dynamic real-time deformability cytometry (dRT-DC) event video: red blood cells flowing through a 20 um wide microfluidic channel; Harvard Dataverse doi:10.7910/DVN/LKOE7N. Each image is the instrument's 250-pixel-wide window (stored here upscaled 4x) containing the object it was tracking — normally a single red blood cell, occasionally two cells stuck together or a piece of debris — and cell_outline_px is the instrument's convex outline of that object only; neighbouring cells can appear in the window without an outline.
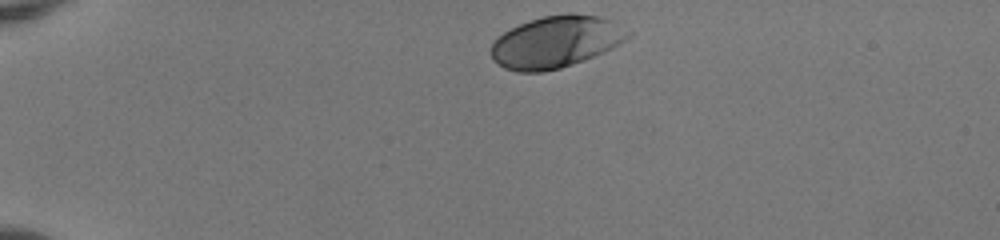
{"species": "human", "species_latin": "Homo sapiens", "temperature_condition": "room temperature", "stored_images_in_passage": 37, "camera_frame_rate_fps": 3000, "um_per_image_px": 0.085, "donor": {"sex": "female"}, "frame": {"image": 1, "passage_image": 1, "time_ms": 0.0, "image_size_px": [1000, 240], "cell_outline_px": [[632, 36], [612, 48], [604, 52], [560, 68], [544, 72], [516, 72], [504, 68], [492, 60], [492, 44], [496, 36], [520, 24], [544, 16], [568, 12], [572, 12], [600, 16], [612, 20], [632, 32]], "centroid_in_image_um": [47.27, 3.55], "position_along_channel_um": 37.7, "area_um2": 41.56}}
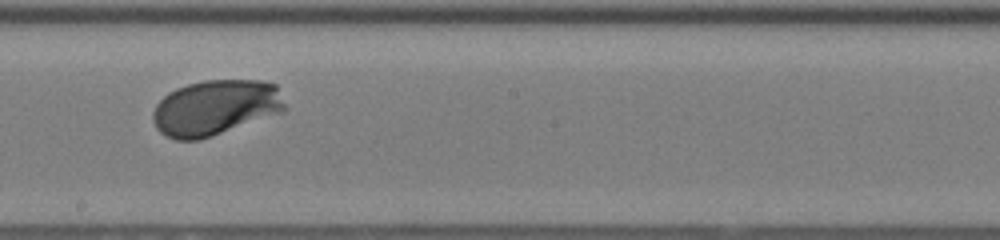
{"frame": {"image": 2, "passage_image": 21, "time_ms": 6.667, "image_size_px": [1000, 240], "cell_outline_px": [[288, 108], [284, 112], [200, 140], [176, 140], [164, 136], [156, 128], [152, 120], [152, 112], [156, 104], [168, 92], [176, 88], [188, 84], [204, 80], [260, 80], [276, 84]], "centroid_in_image_um": [18.31, 9.15], "position_along_channel_um": 229.9, "area_um2": 43.18}}
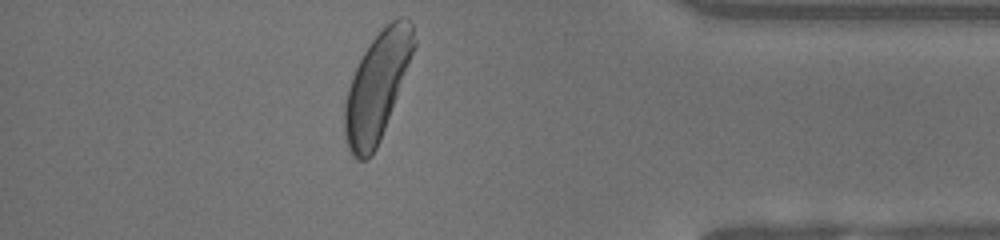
{"frame": {"image": 3, "passage_image": 36, "time_ms": 11.667, "image_size_px": [1000, 240], "cell_outline_px": [[416, 44], [380, 140], [372, 156], [368, 160], [356, 160], [352, 156], [348, 148], [344, 136], [344, 104], [348, 88], [352, 76], [368, 44], [396, 16], [404, 16], [412, 24], [416, 40]], "centroid_in_image_um": [32.03, 7.37], "position_along_channel_um": 403.2, "area_um2": 42.83}, "authors_computed_cell_mechanics": {"area_um2": 40.749, "velocity_mm_per_s": 3.9302, "shape_relaxation_time_tau1_ms": 1.5931, "shape_relaxation_time_tau2_ms": null, "deformation_change_tau1": 0.1388, "deformation_change_tau2": null}}